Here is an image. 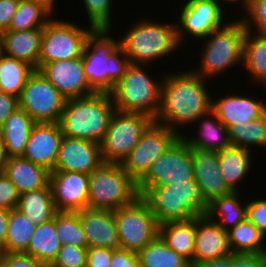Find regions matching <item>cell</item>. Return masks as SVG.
<instances>
[{"instance_id":"cell-1","label":"cell","mask_w":266,"mask_h":267,"mask_svg":"<svg viewBox=\"0 0 266 267\" xmlns=\"http://www.w3.org/2000/svg\"><path fill=\"white\" fill-rule=\"evenodd\" d=\"M166 70L161 87V107L154 122L167 126L180 136L196 120L211 111L212 93L208 82L188 67ZM189 126V127H188Z\"/></svg>"},{"instance_id":"cell-2","label":"cell","mask_w":266,"mask_h":267,"mask_svg":"<svg viewBox=\"0 0 266 267\" xmlns=\"http://www.w3.org/2000/svg\"><path fill=\"white\" fill-rule=\"evenodd\" d=\"M146 17L148 16L144 15L142 18L139 16L138 21L134 19V23L131 22L130 25H126L127 30L125 28V31L122 30L123 34H118V36L114 34L116 30L110 31L116 37L119 47L131 64H152L151 66H154V64H158V60H160L159 62H166L165 60L168 57L172 60L173 54L176 53L180 54L184 51L186 53L183 54L184 56L194 53V51L190 52L191 47L184 50V47L180 44L174 20L168 23L166 20L164 22V19L158 21L150 18V16L149 18ZM181 48H183V51ZM179 49L181 52H178Z\"/></svg>"},{"instance_id":"cell-3","label":"cell","mask_w":266,"mask_h":267,"mask_svg":"<svg viewBox=\"0 0 266 267\" xmlns=\"http://www.w3.org/2000/svg\"><path fill=\"white\" fill-rule=\"evenodd\" d=\"M245 35L243 22L234 16L223 27L196 42L201 43V46L198 44L201 48L197 56L200 64L196 62L198 66L195 64L194 68L192 65L190 70L204 79L212 80V83L218 77L224 78L227 71H235L237 67L242 69Z\"/></svg>"},{"instance_id":"cell-4","label":"cell","mask_w":266,"mask_h":267,"mask_svg":"<svg viewBox=\"0 0 266 267\" xmlns=\"http://www.w3.org/2000/svg\"><path fill=\"white\" fill-rule=\"evenodd\" d=\"M115 111L109 92L66 99L59 125L63 136L101 143Z\"/></svg>"},{"instance_id":"cell-5","label":"cell","mask_w":266,"mask_h":267,"mask_svg":"<svg viewBox=\"0 0 266 267\" xmlns=\"http://www.w3.org/2000/svg\"><path fill=\"white\" fill-rule=\"evenodd\" d=\"M149 66L129 65L125 75L109 92L115 110L141 113L156 119L161 107V87L166 71L162 68V73L159 71L157 73V75L161 74L159 77L156 74L152 77L149 68L152 70L153 67Z\"/></svg>"},{"instance_id":"cell-6","label":"cell","mask_w":266,"mask_h":267,"mask_svg":"<svg viewBox=\"0 0 266 267\" xmlns=\"http://www.w3.org/2000/svg\"><path fill=\"white\" fill-rule=\"evenodd\" d=\"M82 58L85 76L96 92H110L131 64L110 32H98Z\"/></svg>"},{"instance_id":"cell-7","label":"cell","mask_w":266,"mask_h":267,"mask_svg":"<svg viewBox=\"0 0 266 267\" xmlns=\"http://www.w3.org/2000/svg\"><path fill=\"white\" fill-rule=\"evenodd\" d=\"M142 197L159 224L190 220L206 214L209 208L195 180L151 187Z\"/></svg>"},{"instance_id":"cell-8","label":"cell","mask_w":266,"mask_h":267,"mask_svg":"<svg viewBox=\"0 0 266 267\" xmlns=\"http://www.w3.org/2000/svg\"><path fill=\"white\" fill-rule=\"evenodd\" d=\"M57 16L56 13V17L54 15L43 28L38 71L50 62L82 57L85 47L98 33L88 24L82 26Z\"/></svg>"},{"instance_id":"cell-9","label":"cell","mask_w":266,"mask_h":267,"mask_svg":"<svg viewBox=\"0 0 266 267\" xmlns=\"http://www.w3.org/2000/svg\"><path fill=\"white\" fill-rule=\"evenodd\" d=\"M138 197L137 183L120 163H103L89 174L88 208L114 211Z\"/></svg>"},{"instance_id":"cell-10","label":"cell","mask_w":266,"mask_h":267,"mask_svg":"<svg viewBox=\"0 0 266 267\" xmlns=\"http://www.w3.org/2000/svg\"><path fill=\"white\" fill-rule=\"evenodd\" d=\"M181 3L178 4L180 9L175 10L177 17L174 19L178 39L184 49L188 46L186 42L196 39L190 41L196 43L197 40L204 39L234 17L219 0H184Z\"/></svg>"},{"instance_id":"cell-11","label":"cell","mask_w":266,"mask_h":267,"mask_svg":"<svg viewBox=\"0 0 266 267\" xmlns=\"http://www.w3.org/2000/svg\"><path fill=\"white\" fill-rule=\"evenodd\" d=\"M120 248L139 253L159 236V226L147 201L138 197L114 210Z\"/></svg>"},{"instance_id":"cell-12","label":"cell","mask_w":266,"mask_h":267,"mask_svg":"<svg viewBox=\"0 0 266 267\" xmlns=\"http://www.w3.org/2000/svg\"><path fill=\"white\" fill-rule=\"evenodd\" d=\"M153 122L145 114L115 110L100 143L104 163L121 164Z\"/></svg>"},{"instance_id":"cell-13","label":"cell","mask_w":266,"mask_h":267,"mask_svg":"<svg viewBox=\"0 0 266 267\" xmlns=\"http://www.w3.org/2000/svg\"><path fill=\"white\" fill-rule=\"evenodd\" d=\"M194 180L193 156L187 142L180 136L150 167L137 183L140 196L151 187L173 185Z\"/></svg>"},{"instance_id":"cell-14","label":"cell","mask_w":266,"mask_h":267,"mask_svg":"<svg viewBox=\"0 0 266 267\" xmlns=\"http://www.w3.org/2000/svg\"><path fill=\"white\" fill-rule=\"evenodd\" d=\"M19 107L36 123H59L66 98L35 70L18 97Z\"/></svg>"},{"instance_id":"cell-15","label":"cell","mask_w":266,"mask_h":267,"mask_svg":"<svg viewBox=\"0 0 266 267\" xmlns=\"http://www.w3.org/2000/svg\"><path fill=\"white\" fill-rule=\"evenodd\" d=\"M180 135L162 124L153 122L142 134L121 166L138 183L153 163L164 154Z\"/></svg>"},{"instance_id":"cell-16","label":"cell","mask_w":266,"mask_h":267,"mask_svg":"<svg viewBox=\"0 0 266 267\" xmlns=\"http://www.w3.org/2000/svg\"><path fill=\"white\" fill-rule=\"evenodd\" d=\"M224 91V94L218 92L221 95H215L216 92H212L211 111L227 128L261 118L266 113L265 98L263 100L262 97L255 98L253 94L252 96L251 94L246 95L237 90L235 93L231 91L233 94L230 91L228 93L226 89Z\"/></svg>"},{"instance_id":"cell-17","label":"cell","mask_w":266,"mask_h":267,"mask_svg":"<svg viewBox=\"0 0 266 267\" xmlns=\"http://www.w3.org/2000/svg\"><path fill=\"white\" fill-rule=\"evenodd\" d=\"M39 71L66 99L84 97L96 92L85 76L82 57L50 62Z\"/></svg>"},{"instance_id":"cell-18","label":"cell","mask_w":266,"mask_h":267,"mask_svg":"<svg viewBox=\"0 0 266 267\" xmlns=\"http://www.w3.org/2000/svg\"><path fill=\"white\" fill-rule=\"evenodd\" d=\"M49 184L57 211L77 212L88 208L89 174L51 171Z\"/></svg>"},{"instance_id":"cell-19","label":"cell","mask_w":266,"mask_h":267,"mask_svg":"<svg viewBox=\"0 0 266 267\" xmlns=\"http://www.w3.org/2000/svg\"><path fill=\"white\" fill-rule=\"evenodd\" d=\"M103 163L99 143L63 136L53 171L91 174Z\"/></svg>"},{"instance_id":"cell-20","label":"cell","mask_w":266,"mask_h":267,"mask_svg":"<svg viewBox=\"0 0 266 267\" xmlns=\"http://www.w3.org/2000/svg\"><path fill=\"white\" fill-rule=\"evenodd\" d=\"M189 148L193 156L194 180L208 204L217 197L234 192L221 174L216 151L195 146H189Z\"/></svg>"},{"instance_id":"cell-21","label":"cell","mask_w":266,"mask_h":267,"mask_svg":"<svg viewBox=\"0 0 266 267\" xmlns=\"http://www.w3.org/2000/svg\"><path fill=\"white\" fill-rule=\"evenodd\" d=\"M62 138L59 123H35L22 157L53 171Z\"/></svg>"},{"instance_id":"cell-22","label":"cell","mask_w":266,"mask_h":267,"mask_svg":"<svg viewBox=\"0 0 266 267\" xmlns=\"http://www.w3.org/2000/svg\"><path fill=\"white\" fill-rule=\"evenodd\" d=\"M232 253L228 231L224 230L207 214L196 217V233L193 260L194 265L224 257Z\"/></svg>"},{"instance_id":"cell-23","label":"cell","mask_w":266,"mask_h":267,"mask_svg":"<svg viewBox=\"0 0 266 267\" xmlns=\"http://www.w3.org/2000/svg\"><path fill=\"white\" fill-rule=\"evenodd\" d=\"M88 248H120L113 210L85 208L78 211Z\"/></svg>"},{"instance_id":"cell-24","label":"cell","mask_w":266,"mask_h":267,"mask_svg":"<svg viewBox=\"0 0 266 267\" xmlns=\"http://www.w3.org/2000/svg\"><path fill=\"white\" fill-rule=\"evenodd\" d=\"M43 28L26 31L6 30L0 33L2 54L24 61L38 70Z\"/></svg>"},{"instance_id":"cell-25","label":"cell","mask_w":266,"mask_h":267,"mask_svg":"<svg viewBox=\"0 0 266 267\" xmlns=\"http://www.w3.org/2000/svg\"><path fill=\"white\" fill-rule=\"evenodd\" d=\"M191 128L194 131H197V133H193ZM187 133L188 134H183L181 137L187 142L188 146H195L216 152L222 151L231 146L228 137V128L212 111L200 116L190 127V130H187Z\"/></svg>"},{"instance_id":"cell-26","label":"cell","mask_w":266,"mask_h":267,"mask_svg":"<svg viewBox=\"0 0 266 267\" xmlns=\"http://www.w3.org/2000/svg\"><path fill=\"white\" fill-rule=\"evenodd\" d=\"M2 172L16 186L19 194L50 187L51 171L22 156L6 158Z\"/></svg>"},{"instance_id":"cell-27","label":"cell","mask_w":266,"mask_h":267,"mask_svg":"<svg viewBox=\"0 0 266 267\" xmlns=\"http://www.w3.org/2000/svg\"><path fill=\"white\" fill-rule=\"evenodd\" d=\"M253 152L255 150L252 151L236 146H230L217 152L221 174L226 184L234 192H244L243 189L246 188V186L242 187L241 184L245 182L249 173H252L251 170L254 167L253 161H256V155Z\"/></svg>"},{"instance_id":"cell-28","label":"cell","mask_w":266,"mask_h":267,"mask_svg":"<svg viewBox=\"0 0 266 267\" xmlns=\"http://www.w3.org/2000/svg\"><path fill=\"white\" fill-rule=\"evenodd\" d=\"M35 121L20 107L16 109L0 127V138L6 158L24 154Z\"/></svg>"},{"instance_id":"cell-29","label":"cell","mask_w":266,"mask_h":267,"mask_svg":"<svg viewBox=\"0 0 266 267\" xmlns=\"http://www.w3.org/2000/svg\"><path fill=\"white\" fill-rule=\"evenodd\" d=\"M242 71H247L251 88L258 86L266 88V33H255L246 30ZM245 68V69H244ZM261 85V86H260ZM253 86V87H252ZM266 91V90H265Z\"/></svg>"},{"instance_id":"cell-30","label":"cell","mask_w":266,"mask_h":267,"mask_svg":"<svg viewBox=\"0 0 266 267\" xmlns=\"http://www.w3.org/2000/svg\"><path fill=\"white\" fill-rule=\"evenodd\" d=\"M196 218L160 224L159 236L165 244L189 262L193 260Z\"/></svg>"},{"instance_id":"cell-31","label":"cell","mask_w":266,"mask_h":267,"mask_svg":"<svg viewBox=\"0 0 266 267\" xmlns=\"http://www.w3.org/2000/svg\"><path fill=\"white\" fill-rule=\"evenodd\" d=\"M242 197H245L242 192L217 197L209 204L206 214L224 230L229 231L246 219L247 199Z\"/></svg>"},{"instance_id":"cell-32","label":"cell","mask_w":266,"mask_h":267,"mask_svg":"<svg viewBox=\"0 0 266 267\" xmlns=\"http://www.w3.org/2000/svg\"><path fill=\"white\" fill-rule=\"evenodd\" d=\"M57 235L55 215L50 221L36 226L28 248L24 253L49 267L62 246Z\"/></svg>"},{"instance_id":"cell-33","label":"cell","mask_w":266,"mask_h":267,"mask_svg":"<svg viewBox=\"0 0 266 267\" xmlns=\"http://www.w3.org/2000/svg\"><path fill=\"white\" fill-rule=\"evenodd\" d=\"M17 209L36 226L50 221L58 212L53 201L51 187L20 194Z\"/></svg>"},{"instance_id":"cell-34","label":"cell","mask_w":266,"mask_h":267,"mask_svg":"<svg viewBox=\"0 0 266 267\" xmlns=\"http://www.w3.org/2000/svg\"><path fill=\"white\" fill-rule=\"evenodd\" d=\"M232 253H266V236L247 218L228 231Z\"/></svg>"},{"instance_id":"cell-35","label":"cell","mask_w":266,"mask_h":267,"mask_svg":"<svg viewBox=\"0 0 266 267\" xmlns=\"http://www.w3.org/2000/svg\"><path fill=\"white\" fill-rule=\"evenodd\" d=\"M56 15L46 4L20 0L18 9L13 15L9 29L12 31H26L44 28L46 23Z\"/></svg>"},{"instance_id":"cell-36","label":"cell","mask_w":266,"mask_h":267,"mask_svg":"<svg viewBox=\"0 0 266 267\" xmlns=\"http://www.w3.org/2000/svg\"><path fill=\"white\" fill-rule=\"evenodd\" d=\"M36 225L20 210H10L4 249L0 253H24L33 236Z\"/></svg>"},{"instance_id":"cell-37","label":"cell","mask_w":266,"mask_h":267,"mask_svg":"<svg viewBox=\"0 0 266 267\" xmlns=\"http://www.w3.org/2000/svg\"><path fill=\"white\" fill-rule=\"evenodd\" d=\"M35 71L28 63L0 56V91L19 97L27 79Z\"/></svg>"},{"instance_id":"cell-38","label":"cell","mask_w":266,"mask_h":267,"mask_svg":"<svg viewBox=\"0 0 266 267\" xmlns=\"http://www.w3.org/2000/svg\"><path fill=\"white\" fill-rule=\"evenodd\" d=\"M228 137L231 146L252 151L266 149V113L261 118L228 127Z\"/></svg>"},{"instance_id":"cell-39","label":"cell","mask_w":266,"mask_h":267,"mask_svg":"<svg viewBox=\"0 0 266 267\" xmlns=\"http://www.w3.org/2000/svg\"><path fill=\"white\" fill-rule=\"evenodd\" d=\"M141 267H191L183 256L170 249L158 236L139 253Z\"/></svg>"},{"instance_id":"cell-40","label":"cell","mask_w":266,"mask_h":267,"mask_svg":"<svg viewBox=\"0 0 266 267\" xmlns=\"http://www.w3.org/2000/svg\"><path fill=\"white\" fill-rule=\"evenodd\" d=\"M56 231L61 245L88 248L78 211H58L56 213Z\"/></svg>"},{"instance_id":"cell-41","label":"cell","mask_w":266,"mask_h":267,"mask_svg":"<svg viewBox=\"0 0 266 267\" xmlns=\"http://www.w3.org/2000/svg\"><path fill=\"white\" fill-rule=\"evenodd\" d=\"M88 25L98 32H110L114 25L113 8L115 0H80Z\"/></svg>"},{"instance_id":"cell-42","label":"cell","mask_w":266,"mask_h":267,"mask_svg":"<svg viewBox=\"0 0 266 267\" xmlns=\"http://www.w3.org/2000/svg\"><path fill=\"white\" fill-rule=\"evenodd\" d=\"M243 11L237 17L247 31L266 33V0H251Z\"/></svg>"},{"instance_id":"cell-43","label":"cell","mask_w":266,"mask_h":267,"mask_svg":"<svg viewBox=\"0 0 266 267\" xmlns=\"http://www.w3.org/2000/svg\"><path fill=\"white\" fill-rule=\"evenodd\" d=\"M88 248L62 245L57 257L49 267H86Z\"/></svg>"},{"instance_id":"cell-44","label":"cell","mask_w":266,"mask_h":267,"mask_svg":"<svg viewBox=\"0 0 266 267\" xmlns=\"http://www.w3.org/2000/svg\"><path fill=\"white\" fill-rule=\"evenodd\" d=\"M246 218L266 236V198L247 199Z\"/></svg>"},{"instance_id":"cell-45","label":"cell","mask_w":266,"mask_h":267,"mask_svg":"<svg viewBox=\"0 0 266 267\" xmlns=\"http://www.w3.org/2000/svg\"><path fill=\"white\" fill-rule=\"evenodd\" d=\"M20 194L12 181L0 171V208L12 210L19 204Z\"/></svg>"},{"instance_id":"cell-46","label":"cell","mask_w":266,"mask_h":267,"mask_svg":"<svg viewBox=\"0 0 266 267\" xmlns=\"http://www.w3.org/2000/svg\"><path fill=\"white\" fill-rule=\"evenodd\" d=\"M0 267H47L25 253H0Z\"/></svg>"},{"instance_id":"cell-47","label":"cell","mask_w":266,"mask_h":267,"mask_svg":"<svg viewBox=\"0 0 266 267\" xmlns=\"http://www.w3.org/2000/svg\"><path fill=\"white\" fill-rule=\"evenodd\" d=\"M110 267H141L138 253L122 248L112 249Z\"/></svg>"},{"instance_id":"cell-48","label":"cell","mask_w":266,"mask_h":267,"mask_svg":"<svg viewBox=\"0 0 266 267\" xmlns=\"http://www.w3.org/2000/svg\"><path fill=\"white\" fill-rule=\"evenodd\" d=\"M112 249L103 247L88 248L86 267H110Z\"/></svg>"},{"instance_id":"cell-49","label":"cell","mask_w":266,"mask_h":267,"mask_svg":"<svg viewBox=\"0 0 266 267\" xmlns=\"http://www.w3.org/2000/svg\"><path fill=\"white\" fill-rule=\"evenodd\" d=\"M233 267H266V253H233Z\"/></svg>"},{"instance_id":"cell-50","label":"cell","mask_w":266,"mask_h":267,"mask_svg":"<svg viewBox=\"0 0 266 267\" xmlns=\"http://www.w3.org/2000/svg\"><path fill=\"white\" fill-rule=\"evenodd\" d=\"M20 0H0V33L9 29Z\"/></svg>"},{"instance_id":"cell-51","label":"cell","mask_w":266,"mask_h":267,"mask_svg":"<svg viewBox=\"0 0 266 267\" xmlns=\"http://www.w3.org/2000/svg\"><path fill=\"white\" fill-rule=\"evenodd\" d=\"M18 108V97L0 91V127L4 124L8 117Z\"/></svg>"},{"instance_id":"cell-52","label":"cell","mask_w":266,"mask_h":267,"mask_svg":"<svg viewBox=\"0 0 266 267\" xmlns=\"http://www.w3.org/2000/svg\"><path fill=\"white\" fill-rule=\"evenodd\" d=\"M193 267H233V253L224 257L198 263Z\"/></svg>"},{"instance_id":"cell-53","label":"cell","mask_w":266,"mask_h":267,"mask_svg":"<svg viewBox=\"0 0 266 267\" xmlns=\"http://www.w3.org/2000/svg\"><path fill=\"white\" fill-rule=\"evenodd\" d=\"M10 210L0 208V252L4 249Z\"/></svg>"},{"instance_id":"cell-54","label":"cell","mask_w":266,"mask_h":267,"mask_svg":"<svg viewBox=\"0 0 266 267\" xmlns=\"http://www.w3.org/2000/svg\"><path fill=\"white\" fill-rule=\"evenodd\" d=\"M229 11L231 10V12L233 13L234 11H232L234 8L236 9V11L233 13L234 16H237V13H240V10L242 11L251 0H219ZM238 4V5H237ZM236 5V7L234 6ZM240 9H239V8ZM232 8V9H230ZM238 8V9H237ZM238 11V12H237ZM237 12V13H236ZM236 13V14H235Z\"/></svg>"},{"instance_id":"cell-55","label":"cell","mask_w":266,"mask_h":267,"mask_svg":"<svg viewBox=\"0 0 266 267\" xmlns=\"http://www.w3.org/2000/svg\"><path fill=\"white\" fill-rule=\"evenodd\" d=\"M29 1H37L46 4L55 14L57 10V1L56 0H29ZM57 3V4H56Z\"/></svg>"},{"instance_id":"cell-56","label":"cell","mask_w":266,"mask_h":267,"mask_svg":"<svg viewBox=\"0 0 266 267\" xmlns=\"http://www.w3.org/2000/svg\"><path fill=\"white\" fill-rule=\"evenodd\" d=\"M5 161H6V155L4 151V145L0 138V171H2Z\"/></svg>"},{"instance_id":"cell-57","label":"cell","mask_w":266,"mask_h":267,"mask_svg":"<svg viewBox=\"0 0 266 267\" xmlns=\"http://www.w3.org/2000/svg\"><path fill=\"white\" fill-rule=\"evenodd\" d=\"M2 55V44H1V39H0V56Z\"/></svg>"}]
</instances>
